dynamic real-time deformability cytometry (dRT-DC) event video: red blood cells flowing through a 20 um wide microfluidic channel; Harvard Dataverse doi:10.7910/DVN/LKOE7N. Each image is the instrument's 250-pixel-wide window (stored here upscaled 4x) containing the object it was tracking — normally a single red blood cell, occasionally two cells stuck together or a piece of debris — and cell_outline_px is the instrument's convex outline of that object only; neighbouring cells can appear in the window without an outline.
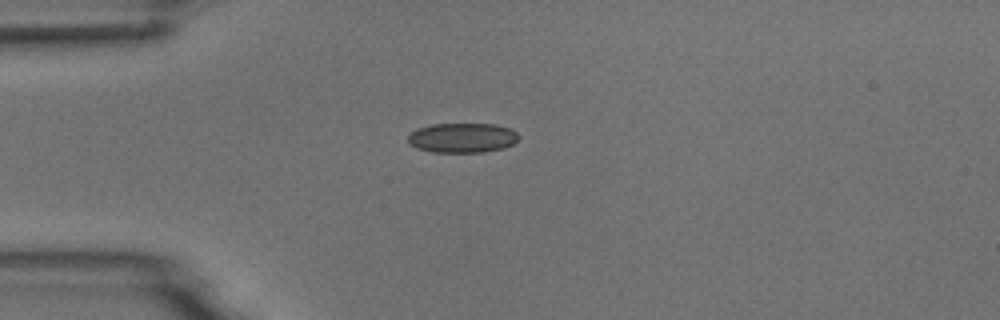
{"species": "common noctule bat (a hibernating species)", "species_latin": "Nyctalus noctula", "temperature_condition": "room temperature", "stored_images_in_passage": 7, "camera_frame_rate_fps": 3000, "um_per_image_px": 0.085, "animal": {"sex": "male", "body_mass_g": 18.8}, "frame": {"image": 1, "passage_image": 4, "time_ms": 1.0, "image_size_px": [1000, 320], "cell_outline_px": [[520, 136], [512, 144], [504, 148], [480, 152], [432, 152], [416, 148], [408, 144], [408, 136], [416, 128], [432, 124], [492, 124], [508, 128], [516, 132]], "centroid_in_image_um": [39.25, 11.71], "position_along_channel_um": 45.7, "area_um2": 19.13}}